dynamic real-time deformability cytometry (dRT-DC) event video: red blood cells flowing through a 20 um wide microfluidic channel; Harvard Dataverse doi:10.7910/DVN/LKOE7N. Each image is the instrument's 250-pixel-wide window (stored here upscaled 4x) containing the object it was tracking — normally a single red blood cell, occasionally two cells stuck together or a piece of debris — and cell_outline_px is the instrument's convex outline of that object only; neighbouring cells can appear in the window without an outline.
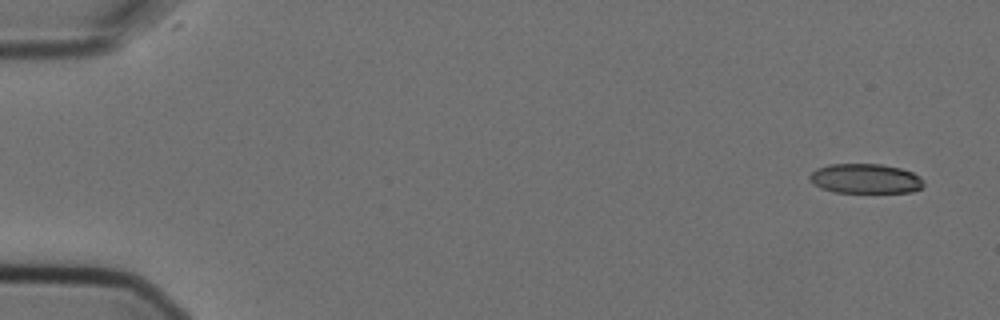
{"species": "Egyptian fruit bat (a non-hibernating species)", "species_latin": "Rousettus aegyptiacus", "temperature_condition": "cold", "stored_images_in_passage": 4, "camera_frame_rate_fps": 3000, "um_per_image_px": 0.085, "animal": {"sex": "female"}, "frame": {"image": 1, "passage_image": 1, "time_ms": 0.0, "image_size_px": [1000, 320], "cell_outline_px": [[924, 184], [920, 188], [912, 192], [832, 192], [820, 188], [812, 184], [808, 176], [816, 168], [828, 164], [880, 164], [900, 168], [912, 172], [920, 176], [924, 180]], "centroid_in_image_um": [73.53, 15.18], "position_along_channel_um": 11.5, "area_um2": 19.88}}
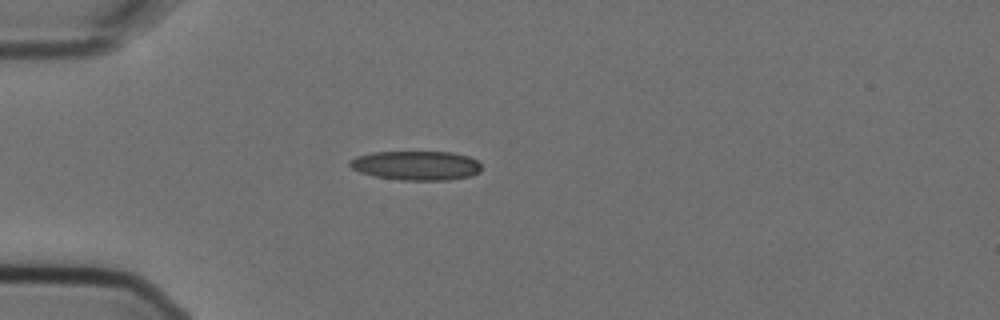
{"frame": {"image": 2, "passage_image": 4, "time_ms": 1.0, "image_size_px": [1000, 320], "cell_outline_px": [[480, 172], [472, 176], [448, 180], [400, 180], [376, 176], [360, 172], [352, 168], [348, 164], [356, 156], [372, 152], [452, 152], [468, 156], [476, 160], [480, 164]], "centroid_in_image_um": [35.4, 14.07], "position_along_channel_um": 49.6, "area_um2": 22.43}}